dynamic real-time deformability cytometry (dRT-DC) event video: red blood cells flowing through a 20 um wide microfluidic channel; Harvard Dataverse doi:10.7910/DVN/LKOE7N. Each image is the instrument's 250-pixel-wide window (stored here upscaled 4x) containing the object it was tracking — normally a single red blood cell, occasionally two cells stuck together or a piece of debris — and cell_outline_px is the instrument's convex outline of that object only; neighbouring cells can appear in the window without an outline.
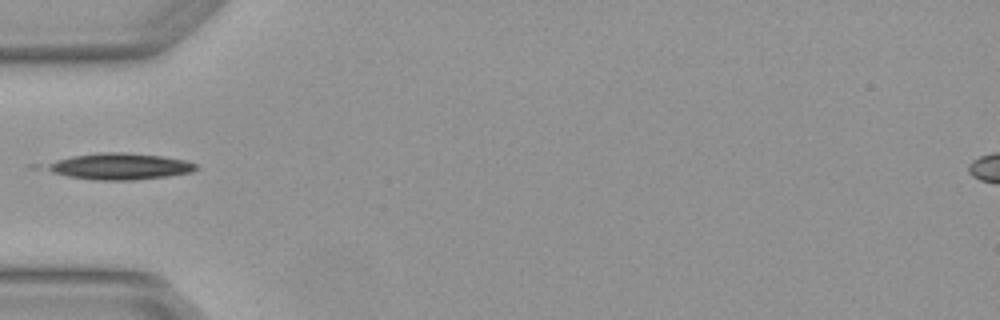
{"species": "Egyptian fruit bat (a non-hibernating species)", "species_latin": "Rousettus aegyptiacus", "temperature_condition": "warm", "stored_images_in_passage": 2, "camera_frame_rate_fps": 3000, "um_per_image_px": 0.085, "animal": {"sex": "female"}, "frame": {"image": 1, "passage_image": 1, "time_ms": 0.0, "image_size_px": [1000, 320], "cell_outline_px": [[200, 168], [192, 172], [168, 176], [132, 180], [96, 180], [68, 176], [28, 168], [24, 164], [72, 156], [100, 152], [124, 152], [164, 156], [188, 160], [196, 164]], "centroid_in_image_um": [9.83, 14.13], "position_along_channel_um": 75.2, "area_um2": 24.57}}
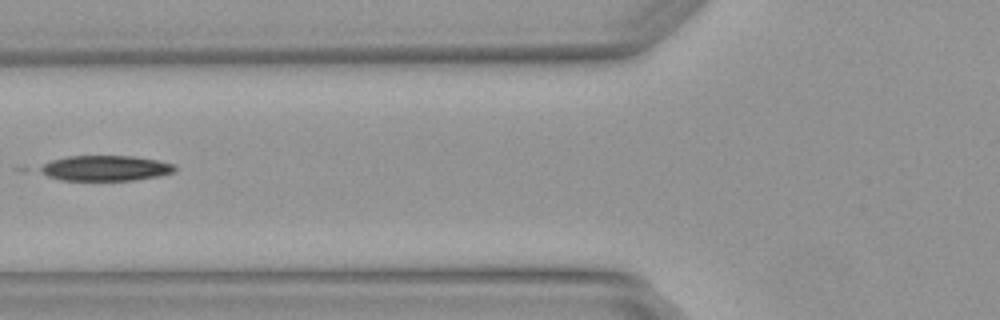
{"frame": {"image": 2, "passage_image": 2, "time_ms": 0.333, "image_size_px": [1000, 320], "cell_outline_px": [[176, 168], [172, 172], [160, 176], [132, 180], [60, 180], [20, 172], [12, 168], [16, 164], [68, 156], [132, 156], [156, 160], [176, 164]], "centroid_in_image_um": [8.23, 14.29], "position_along_channel_um": 117.6, "area_um2": 22.48}}